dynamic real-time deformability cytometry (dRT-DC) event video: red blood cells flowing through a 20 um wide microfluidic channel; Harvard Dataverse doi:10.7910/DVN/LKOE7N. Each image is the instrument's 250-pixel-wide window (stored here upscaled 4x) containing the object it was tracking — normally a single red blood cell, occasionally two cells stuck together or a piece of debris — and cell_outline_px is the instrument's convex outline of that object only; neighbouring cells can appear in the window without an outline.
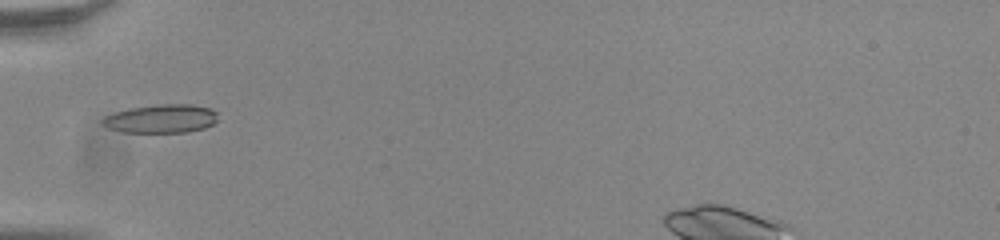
{"species": "common noctule bat (a hibernating species)", "species_latin": "Nyctalus noctula", "temperature_condition": "room temperature", "stored_images_in_passage": 37, "camera_frame_rate_fps": 3000, "um_per_image_px": 0.085, "animal": {"sex": "male", "body_mass_g": 20.0, "forearm_length_mm": 53.3}, "frame": {"image": 1, "passage_image": 1, "time_ms": 0.0, "image_size_px": [1000, 240], "cell_outline_px": [[216, 120], [212, 124], [204, 128], [188, 132], [124, 132], [108, 128], [100, 124], [100, 120], [104, 116], [116, 112], [132, 108], [156, 104], [192, 104], [212, 108], [216, 112]], "centroid_in_image_um": [13.69, 10.08], "position_along_channel_um": 71.3, "area_um2": 19.25}, "authors_computed_cell_mechanics": {"area_um2": 18.0336, "velocity_mm_per_s": 3.8401, "shape_relaxation_time_tau1_ms": 9.5859, "shape_relaxation_time_tau2_ms": 1.9366, "deformation_change_tau1": 0.2793, "deformation_change_tau2": 0.0784}}